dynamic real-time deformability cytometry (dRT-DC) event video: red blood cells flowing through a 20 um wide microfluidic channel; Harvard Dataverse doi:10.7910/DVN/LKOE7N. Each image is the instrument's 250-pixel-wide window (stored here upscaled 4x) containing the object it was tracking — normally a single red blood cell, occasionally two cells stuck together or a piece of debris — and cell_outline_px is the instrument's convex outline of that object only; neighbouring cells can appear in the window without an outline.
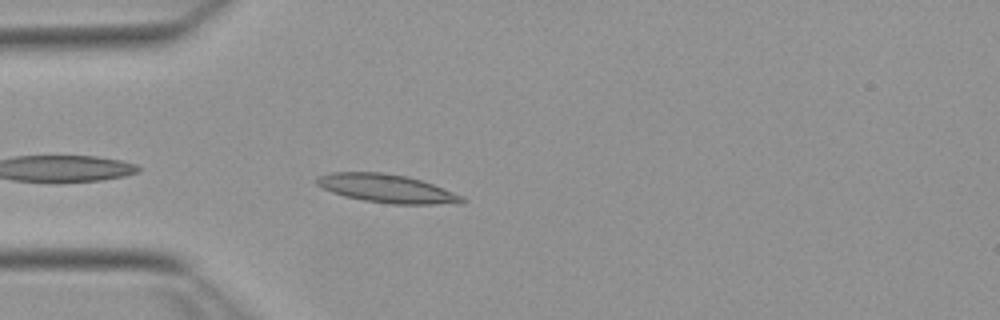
{"species": "Egyptian fruit bat (a non-hibernating species)", "species_latin": "Rousettus aegyptiacus", "temperature_condition": "warm", "stored_images_in_passage": 15, "camera_frame_rate_fps": 3000, "um_per_image_px": 0.085, "animal": {"sex": "female"}, "frame": {"image": 1, "passage_image": 3, "time_ms": 0.667, "image_size_px": [1000, 320], "cell_outline_px": [[468, 200], [464, 204], [392, 204], [364, 200], [344, 196], [332, 192], [316, 184], [316, 176], [332, 172], [384, 172], [408, 176], [432, 184], [464, 196]], "centroid_in_image_um": [32.92, 16.02], "position_along_channel_um": 52.1, "area_um2": 24.22}}
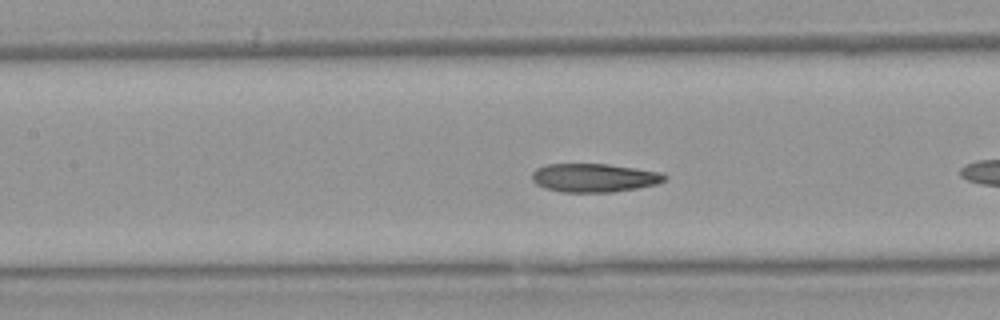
{"frame": {"image": 2, "passage_image": 9, "time_ms": 2.667, "image_size_px": [1000, 320], "cell_outline_px": [[668, 176], [664, 180], [656, 184], [636, 188], [612, 192], [564, 192], [544, 188], [536, 184], [532, 180], [532, 172], [536, 168], [548, 164], [608, 164], [660, 172]], "centroid_in_image_um": [50.47, 15.11], "position_along_channel_um": 156.9, "area_um2": 21.96}}